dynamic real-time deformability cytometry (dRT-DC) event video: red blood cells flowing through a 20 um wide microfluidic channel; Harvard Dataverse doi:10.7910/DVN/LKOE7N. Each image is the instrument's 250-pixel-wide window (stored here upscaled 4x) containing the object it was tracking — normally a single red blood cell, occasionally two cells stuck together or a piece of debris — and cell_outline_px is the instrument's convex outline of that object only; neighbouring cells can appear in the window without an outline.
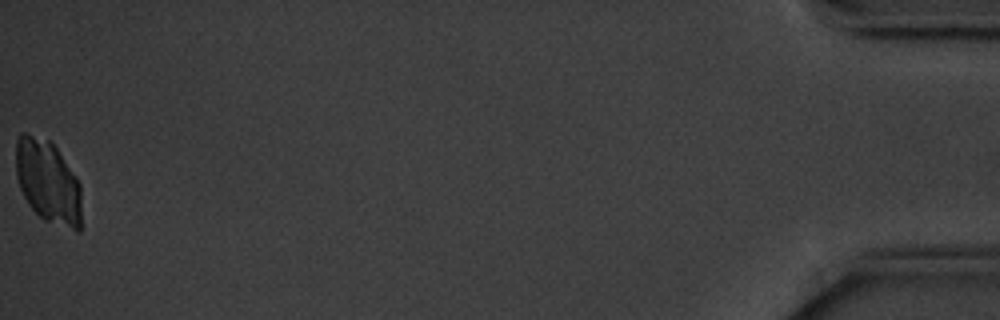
{"species": "common noctule bat (a hibernating species)", "species_latin": "Nyctalus noctula", "temperature_condition": "cold", "stored_images_in_passage": 45, "camera_frame_rate_fps": 3000, "um_per_image_px": 0.085, "animal": {"sex": "male", "body_mass_g": 20.1, "forearm_length_mm": 53.5}, "frame": {"image": 1, "passage_image": 45, "time_ms": 14.667, "image_size_px": [1000, 320], "cell_outline_px": [[80, 232], [76, 232], [44, 220], [28, 204], [20, 188], [16, 176], [16, 140], [20, 132], [28, 132], [48, 140], [56, 148], [76, 176], [80, 184]], "centroid_in_image_um": [4.06, 15.44], "position_along_channel_um": 431.1, "area_um2": 31.91}}